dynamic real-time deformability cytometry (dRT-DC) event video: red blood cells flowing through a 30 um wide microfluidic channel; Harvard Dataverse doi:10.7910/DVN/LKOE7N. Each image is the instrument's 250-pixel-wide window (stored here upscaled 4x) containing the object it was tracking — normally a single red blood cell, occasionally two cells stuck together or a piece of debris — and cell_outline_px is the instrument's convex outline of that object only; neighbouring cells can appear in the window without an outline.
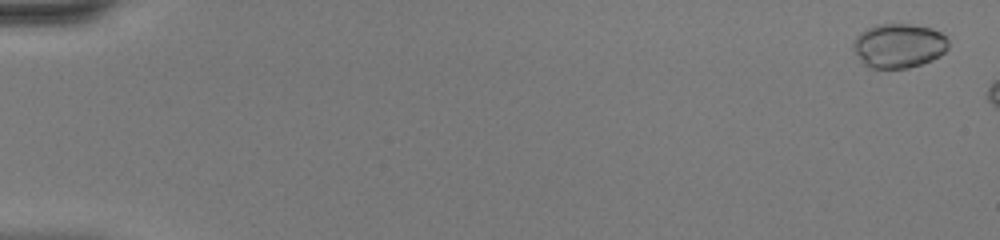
{"species": "common noctule bat (a hibernating species)", "species_latin": "Nyctalus noctula", "temperature_condition": "warm", "stored_images_in_passage": 6, "camera_frame_rate_fps": 3000, "um_per_image_px": 0.085, "animal": {"sex": "female", "body_mass_g": 20.0, "forearm_length_mm": 54.0}, "frame": {"image": 1, "passage_image": 2, "time_ms": 0.333, "image_size_px": [1000, 240], "cell_outline_px": [[948, 48], [940, 56], [932, 60], [908, 68], [868, 68], [860, 60], [852, 48], [852, 44], [856, 36], [860, 32], [876, 24], [908, 24], [932, 28], [940, 32], [948, 40]], "centroid_in_image_um": [76.38, 3.88], "position_along_channel_um": 8.6, "area_um2": 24.68}}